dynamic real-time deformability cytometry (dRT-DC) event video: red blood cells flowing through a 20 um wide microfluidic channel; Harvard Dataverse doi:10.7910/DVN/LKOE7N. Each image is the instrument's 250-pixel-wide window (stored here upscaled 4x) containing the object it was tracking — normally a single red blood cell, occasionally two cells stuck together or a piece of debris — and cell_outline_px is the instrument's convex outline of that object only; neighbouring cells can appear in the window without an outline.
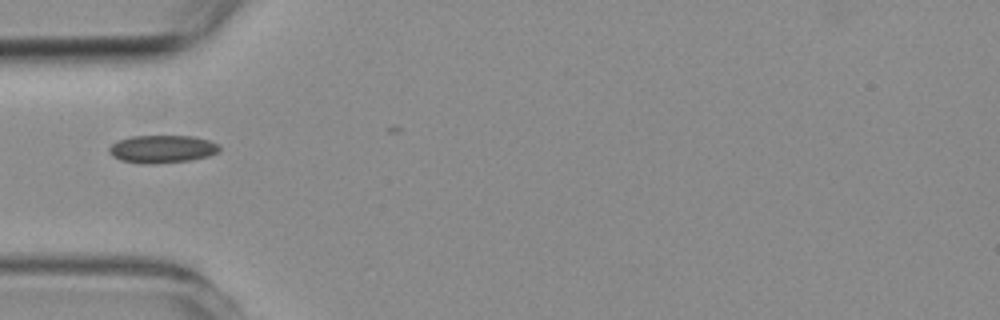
{"species": "common noctule bat (a hibernating species)", "species_latin": "Nyctalus noctula", "temperature_condition": "room temperature", "stored_images_in_passage": 5, "camera_frame_rate_fps": 3000, "um_per_image_px": 0.085, "animal": {"sex": "female", "body_mass_g": 19.3, "forearm_length_mm": 54.1}, "frame": {"image": 1, "passage_image": 5, "time_ms": 4.333, "image_size_px": [1000, 320], "cell_outline_px": [[220, 148], [216, 152], [208, 156], [192, 160], [152, 164], [144, 164], [120, 160], [112, 156], [108, 152], [108, 148], [112, 144], [120, 140], [132, 136], [192, 136], [208, 140], [220, 144]], "centroid_in_image_um": [13.77, 12.67], "position_along_channel_um": 71.2, "area_um2": 17.86}}